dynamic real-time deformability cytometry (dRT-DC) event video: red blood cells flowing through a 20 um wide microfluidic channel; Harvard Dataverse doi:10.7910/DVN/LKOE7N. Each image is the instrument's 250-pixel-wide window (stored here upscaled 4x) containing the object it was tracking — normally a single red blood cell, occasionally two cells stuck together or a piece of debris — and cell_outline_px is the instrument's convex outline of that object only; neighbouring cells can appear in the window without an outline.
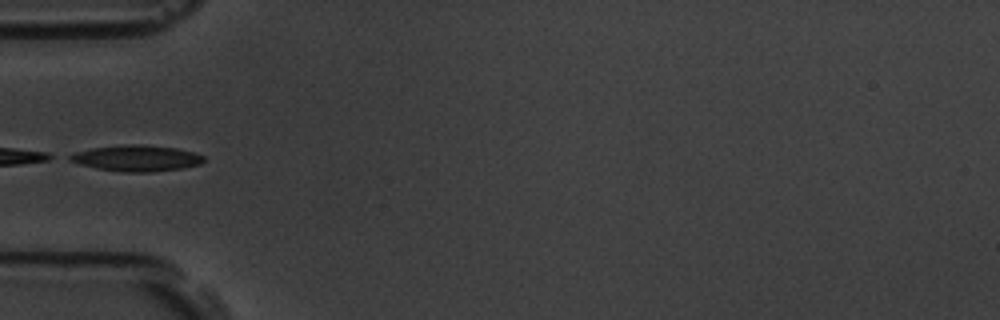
{"species": "common noctule bat (a hibernating species)", "species_latin": "Nyctalus noctula", "temperature_condition": "room temperature", "stored_images_in_passage": 2, "camera_frame_rate_fps": 3000, "um_per_image_px": 0.085, "animal": {"sex": "male", "body_mass_g": 19.5, "forearm_length_mm": 54.6}, "frame": {"image": 1, "passage_image": 2, "time_ms": 0.333, "image_size_px": [1000, 320], "cell_outline_px": [[204, 160], [200, 164], [180, 168], [152, 172], [124, 172], [96, 168], [80, 164], [68, 160], [68, 156], [76, 152], [92, 148], [128, 144], [140, 144], [176, 148], [192, 152], [204, 156]], "centroid_in_image_um": [11.59, 13.45], "position_along_channel_um": 73.4, "area_um2": 20.11}}